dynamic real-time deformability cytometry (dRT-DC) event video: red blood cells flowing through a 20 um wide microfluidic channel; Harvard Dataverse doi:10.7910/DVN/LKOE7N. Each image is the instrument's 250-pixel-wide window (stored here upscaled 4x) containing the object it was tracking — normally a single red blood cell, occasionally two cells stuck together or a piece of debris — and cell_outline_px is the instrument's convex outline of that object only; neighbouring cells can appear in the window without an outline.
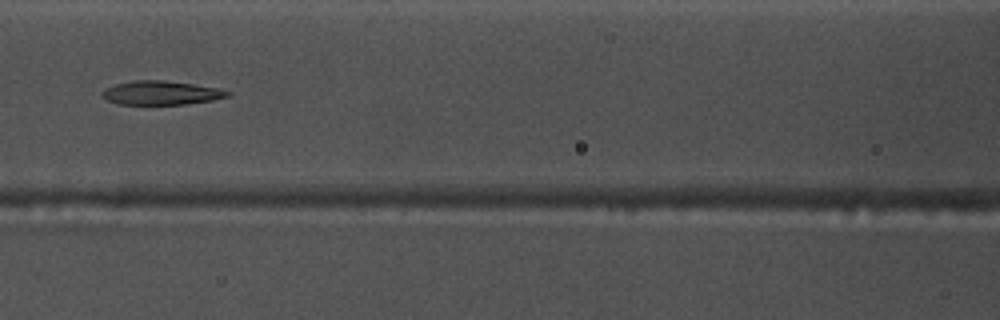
{"species": "common noctule bat (a hibernating species)", "species_latin": "Nyctalus noctula", "temperature_condition": "warm", "stored_images_in_passage": 44, "camera_frame_rate_fps": 3000, "um_per_image_px": 0.085, "animal": {"sex": "male", "body_mass_g": 17.5, "forearm_length_mm": 52.3}, "frame": {"image": 1, "passage_image": 14, "time_ms": 4.333, "image_size_px": [1000, 320], "cell_outline_px": [[232, 92], [228, 96], [212, 100], [184, 104], [116, 104], [100, 96], [100, 92], [104, 88], [116, 84], [132, 80], [164, 80], [192, 84], [216, 88]], "centroid_in_image_um": [13.62, 7.89], "position_along_channel_um": 153.0, "area_um2": 17.4}}
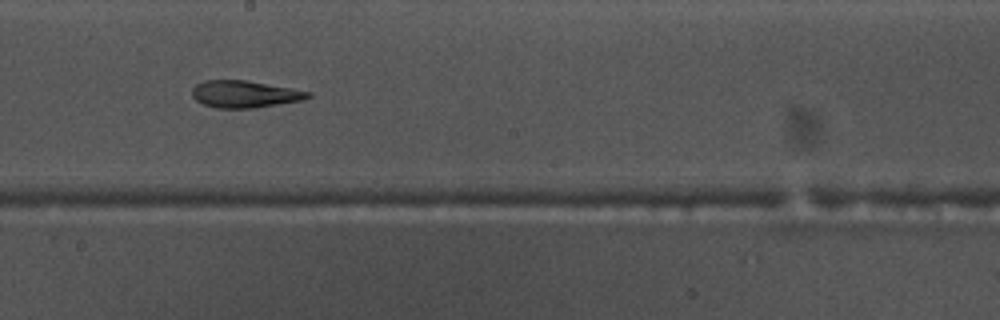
{"frame": {"image": 2, "passage_image": 20, "time_ms": 6.333, "image_size_px": [1000, 320], "cell_outline_px": [[312, 96], [300, 100], [252, 108], [216, 108], [204, 104], [196, 100], [192, 96], [192, 88], [196, 84], [204, 80], [244, 80], [292, 88], [312, 92]], "centroid_in_image_um": [20.77, 7.99], "position_along_channel_um": 227.4, "area_um2": 18.09}}
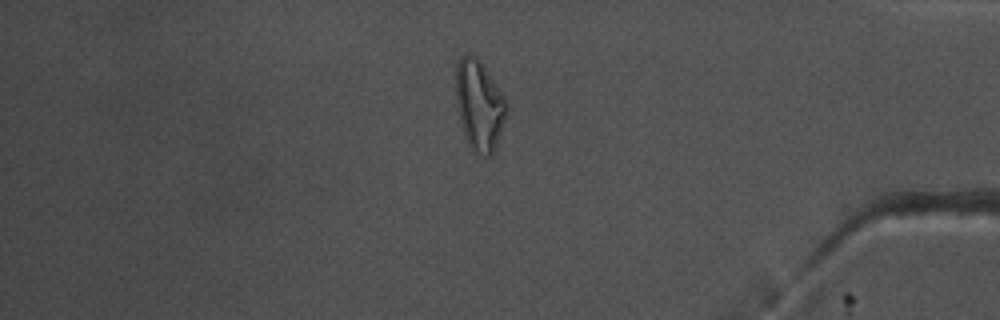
{"frame": {"image": 3, "passage_image": 36, "time_ms": 11.667, "image_size_px": [1000, 320], "cell_outline_px": [[508, 112], [496, 148], [488, 156], [484, 156], [472, 152], [468, 144], [464, 132], [456, 100], [456, 64], [460, 56], [476, 56], [480, 60], [504, 96], [508, 104]], "centroid_in_image_um": [40.76, 8.97], "position_along_channel_um": 394.4, "area_um2": 26.59}, "authors_computed_cell_mechanics": {"area_um2": 18.9295, "velocity_mm_per_s": 3.7505, "shape_relaxation_time_tau1_ms": null, "shape_relaxation_time_tau2_ms": 7.4746, "deformation_change_tau1": null, "deformation_change_tau2": 0.1953}}